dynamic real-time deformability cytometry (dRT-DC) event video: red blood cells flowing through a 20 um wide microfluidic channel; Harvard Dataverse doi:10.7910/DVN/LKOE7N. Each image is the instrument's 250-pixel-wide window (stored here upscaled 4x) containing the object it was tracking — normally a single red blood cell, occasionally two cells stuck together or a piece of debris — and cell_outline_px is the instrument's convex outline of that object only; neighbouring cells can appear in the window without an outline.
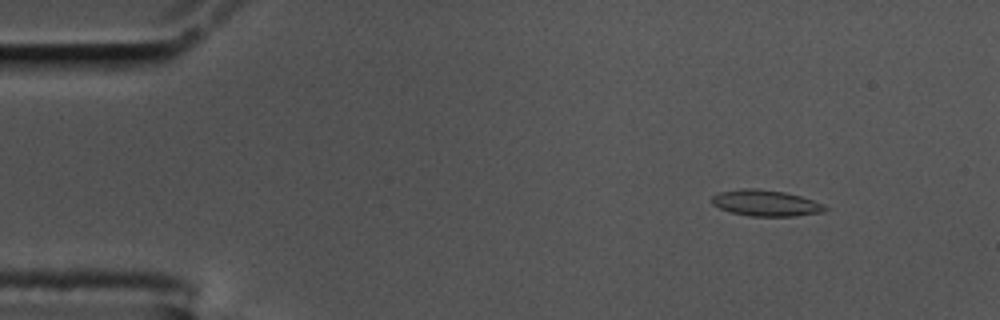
{"species": "common noctule bat (a hibernating species)", "species_latin": "Nyctalus noctula", "temperature_condition": "cold", "stored_images_in_passage": 58, "camera_frame_rate_fps": 3000, "um_per_image_px": 0.085, "animal": {"sex": "male", "body_mass_g": 17.5, "forearm_length_mm": 52.3}, "frame": {"image": 1, "passage_image": 7, "time_ms": 2.0, "image_size_px": [1000, 320], "cell_outline_px": [[828, 208], [824, 212], [796, 216], [748, 216], [732, 212], [720, 208], [712, 204], [712, 196], [720, 192], [740, 188], [756, 188], [784, 192], [800, 196], [824, 204]], "centroid_in_image_um": [65.1, 17.26], "position_along_channel_um": 19.9, "area_um2": 17.22}}
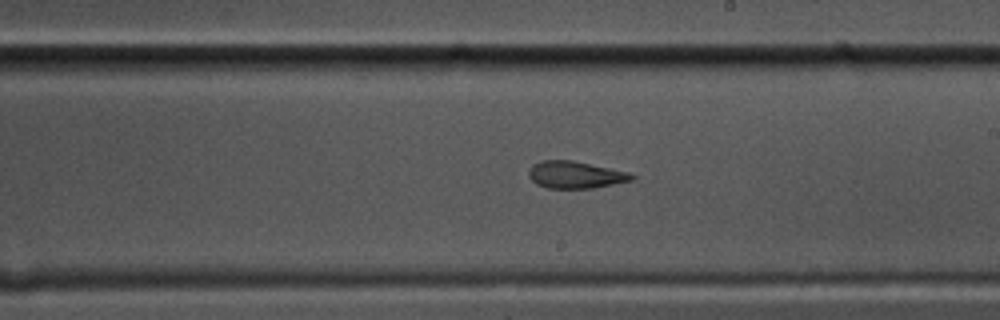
{"frame": {"image": 2, "passage_image": 33, "time_ms": 10.667, "image_size_px": [1000, 320], "cell_outline_px": [[636, 180], [592, 188], [548, 188], [536, 184], [528, 176], [528, 172], [532, 164], [540, 160], [572, 160], [628, 172], [636, 176]], "centroid_in_image_um": [48.91, 14.86], "position_along_channel_um": 240.1, "area_um2": 16.36}}
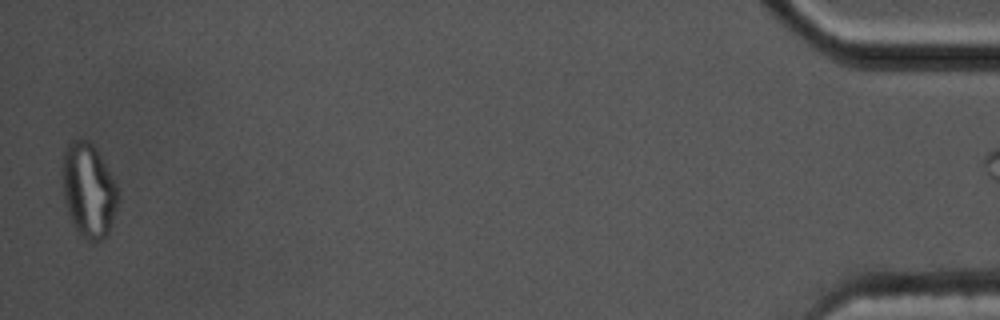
{"frame": {"image": 3, "passage_image": 57, "time_ms": 18.667, "image_size_px": [1000, 320], "cell_outline_px": [[120, 196], [108, 232], [100, 240], [88, 240], [80, 236], [72, 224], [68, 212], [64, 196], [64, 148], [72, 140], [88, 140], [96, 148], [116, 184]], "centroid_in_image_um": [7.54, 16.18], "position_along_channel_um": 427.7, "area_um2": 29.94}}